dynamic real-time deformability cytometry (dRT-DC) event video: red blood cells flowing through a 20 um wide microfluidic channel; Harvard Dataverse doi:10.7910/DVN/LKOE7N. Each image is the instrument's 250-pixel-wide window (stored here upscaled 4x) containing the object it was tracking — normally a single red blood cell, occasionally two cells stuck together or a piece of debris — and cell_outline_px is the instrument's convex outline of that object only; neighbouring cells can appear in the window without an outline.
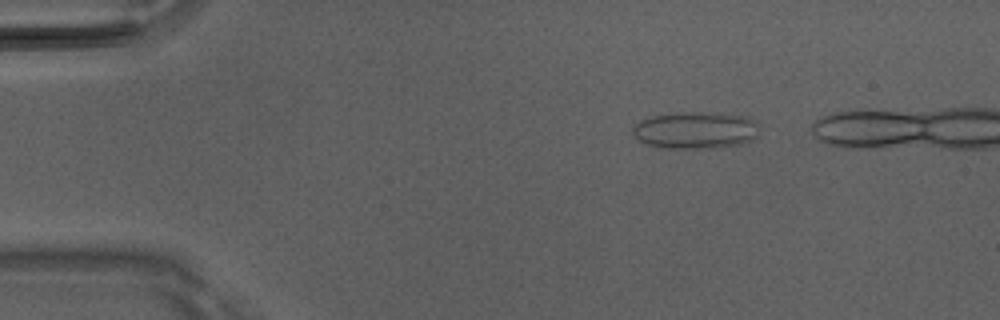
{"species": "Egyptian fruit bat (a non-hibernating species)", "species_latin": "Rousettus aegyptiacus", "temperature_condition": "room temperature", "stored_images_in_passage": 5, "camera_frame_rate_fps": 3000, "um_per_image_px": 0.085, "animal": {"sex": "male"}, "frame": {"image": 1, "passage_image": 2, "time_ms": 0.333, "image_size_px": [1000, 320], "cell_outline_px": [[760, 136], [752, 140], [740, 144], [720, 148], [656, 148], [644, 144], [636, 140], [632, 136], [632, 128], [640, 120], [652, 116], [672, 112], [720, 112], [744, 116], [756, 120], [760, 124]], "centroid_in_image_um": [59.14, 11.07], "position_along_channel_um": 25.9, "area_um2": 28.44}}